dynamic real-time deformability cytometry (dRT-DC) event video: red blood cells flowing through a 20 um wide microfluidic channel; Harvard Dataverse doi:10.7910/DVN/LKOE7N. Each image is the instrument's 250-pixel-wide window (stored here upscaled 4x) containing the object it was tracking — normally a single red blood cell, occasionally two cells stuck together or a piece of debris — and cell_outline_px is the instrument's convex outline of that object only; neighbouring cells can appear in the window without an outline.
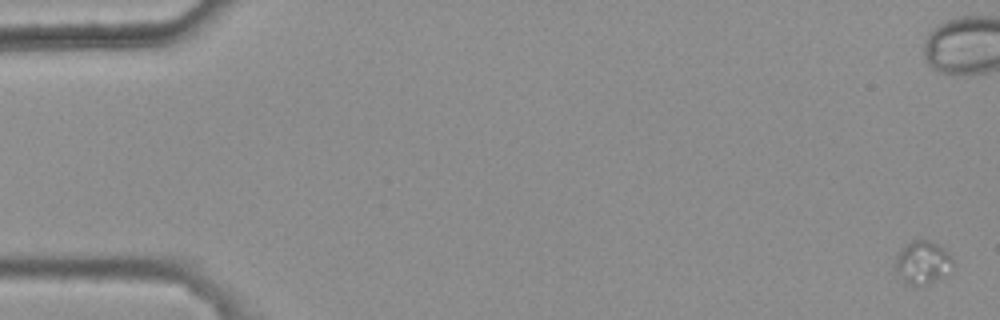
{"species": "common noctule bat (a hibernating species)", "species_latin": "Nyctalus noctula", "temperature_condition": "warm", "stored_images_in_passage": 8, "camera_frame_rate_fps": 3000, "um_per_image_px": 0.085, "animal": {"sex": "female", "body_mass_g": 25.1}, "frame": {"image": 1, "passage_image": 1, "time_ms": 0.0, "image_size_px": [1000, 320], "cell_outline_px": [[952, 264], [948, 276], [928, 284], [916, 288], [908, 284], [904, 280], [896, 268], [896, 256], [912, 240], [932, 240], [944, 248], [952, 256]], "centroid_in_image_um": [78.49, 22.34], "position_along_channel_um": 6.5, "area_um2": 14.51}}